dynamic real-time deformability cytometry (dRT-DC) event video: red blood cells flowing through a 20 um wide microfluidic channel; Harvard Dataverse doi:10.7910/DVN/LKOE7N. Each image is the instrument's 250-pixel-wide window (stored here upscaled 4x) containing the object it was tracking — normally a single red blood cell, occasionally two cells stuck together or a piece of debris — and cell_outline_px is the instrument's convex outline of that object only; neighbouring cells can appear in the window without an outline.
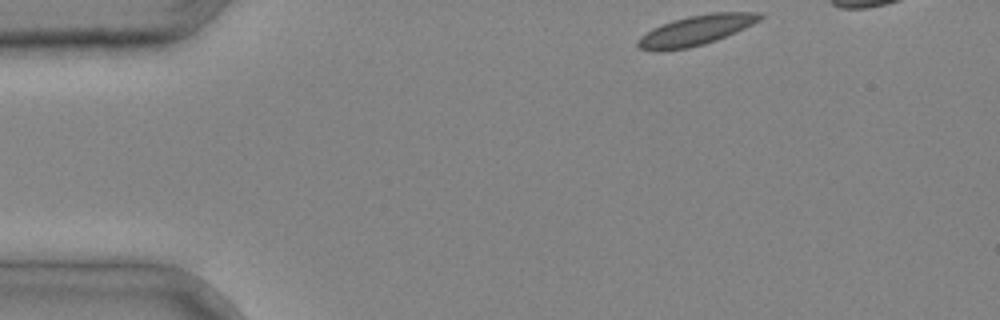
{"species": "common noctule bat (a hibernating species)", "species_latin": "Nyctalus noctula", "temperature_condition": "cold", "stored_images_in_passage": 3, "camera_frame_rate_fps": 3000, "um_per_image_px": 0.085, "animal": {"sex": "male", "body_mass_g": 20.4}, "frame": {"image": 1, "passage_image": 1, "time_ms": 0.0, "image_size_px": [1000, 320], "cell_outline_px": [[764, 16], [760, 20], [736, 32], [716, 40], [704, 44], [688, 48], [660, 52], [656, 52], [640, 48], [636, 44], [636, 40], [640, 36], [652, 28], [672, 20], [688, 16], [712, 12], [760, 12]], "centroid_in_image_um": [59.12, 2.58], "position_along_channel_um": 25.9, "area_um2": 21.5}}